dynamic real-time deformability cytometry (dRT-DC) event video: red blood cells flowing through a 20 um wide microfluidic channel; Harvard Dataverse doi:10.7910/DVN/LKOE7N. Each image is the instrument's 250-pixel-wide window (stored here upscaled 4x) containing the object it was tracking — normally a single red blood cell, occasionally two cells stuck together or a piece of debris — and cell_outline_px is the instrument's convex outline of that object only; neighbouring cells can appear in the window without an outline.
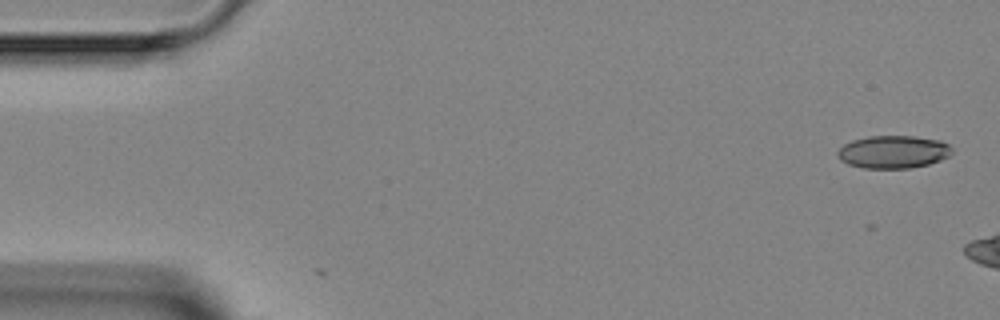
{"species": "Egyptian fruit bat (a non-hibernating species)", "species_latin": "Rousettus aegyptiacus", "temperature_condition": "room temperature", "stored_images_in_passage": 4, "camera_frame_rate_fps": 3000, "um_per_image_px": 0.085, "animal": {"sex": "female"}, "frame": {"image": 1, "passage_image": 1, "time_ms": 0.0, "image_size_px": [1000, 320], "cell_outline_px": [[952, 152], [948, 156], [940, 160], [928, 164], [912, 168], [864, 168], [848, 164], [840, 160], [836, 156], [836, 152], [844, 144], [852, 140], [868, 136], [912, 136], [940, 140], [948, 144], [952, 148]], "centroid_in_image_um": [75.9, 12.91], "position_along_channel_um": 9.1, "area_um2": 21.91}}